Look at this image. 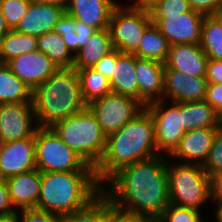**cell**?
<instances>
[{"label": "cell", "instance_id": "6da1fadb", "mask_svg": "<svg viewBox=\"0 0 222 222\" xmlns=\"http://www.w3.org/2000/svg\"><path fill=\"white\" fill-rule=\"evenodd\" d=\"M167 158L157 155L126 165L102 185V190L118 208L156 221L170 204Z\"/></svg>", "mask_w": 222, "mask_h": 222}, {"label": "cell", "instance_id": "7a4b0ae2", "mask_svg": "<svg viewBox=\"0 0 222 222\" xmlns=\"http://www.w3.org/2000/svg\"><path fill=\"white\" fill-rule=\"evenodd\" d=\"M157 155L154 121L144 107L119 130L107 137L103 157L94 168L97 181L104 185L122 167Z\"/></svg>", "mask_w": 222, "mask_h": 222}, {"label": "cell", "instance_id": "3957f363", "mask_svg": "<svg viewBox=\"0 0 222 222\" xmlns=\"http://www.w3.org/2000/svg\"><path fill=\"white\" fill-rule=\"evenodd\" d=\"M32 103L39 127H51L87 107L77 69L58 68L32 91Z\"/></svg>", "mask_w": 222, "mask_h": 222}, {"label": "cell", "instance_id": "277c9868", "mask_svg": "<svg viewBox=\"0 0 222 222\" xmlns=\"http://www.w3.org/2000/svg\"><path fill=\"white\" fill-rule=\"evenodd\" d=\"M102 190L95 171L41 172L36 209L67 217Z\"/></svg>", "mask_w": 222, "mask_h": 222}, {"label": "cell", "instance_id": "5b68a950", "mask_svg": "<svg viewBox=\"0 0 222 222\" xmlns=\"http://www.w3.org/2000/svg\"><path fill=\"white\" fill-rule=\"evenodd\" d=\"M51 128L88 165L95 168L99 164L106 148L107 136L88 106L56 122Z\"/></svg>", "mask_w": 222, "mask_h": 222}, {"label": "cell", "instance_id": "8992f818", "mask_svg": "<svg viewBox=\"0 0 222 222\" xmlns=\"http://www.w3.org/2000/svg\"><path fill=\"white\" fill-rule=\"evenodd\" d=\"M166 162L170 203L200 211L203 205L210 202L208 173L199 164H176L174 160L172 163L169 157Z\"/></svg>", "mask_w": 222, "mask_h": 222}, {"label": "cell", "instance_id": "52a82bcc", "mask_svg": "<svg viewBox=\"0 0 222 222\" xmlns=\"http://www.w3.org/2000/svg\"><path fill=\"white\" fill-rule=\"evenodd\" d=\"M35 162L40 172L95 171L51 127L35 131Z\"/></svg>", "mask_w": 222, "mask_h": 222}, {"label": "cell", "instance_id": "ba28073f", "mask_svg": "<svg viewBox=\"0 0 222 222\" xmlns=\"http://www.w3.org/2000/svg\"><path fill=\"white\" fill-rule=\"evenodd\" d=\"M151 24L150 12L128 8L120 2L113 9L108 24L114 49L122 53H133Z\"/></svg>", "mask_w": 222, "mask_h": 222}, {"label": "cell", "instance_id": "9c48e42d", "mask_svg": "<svg viewBox=\"0 0 222 222\" xmlns=\"http://www.w3.org/2000/svg\"><path fill=\"white\" fill-rule=\"evenodd\" d=\"M145 108L154 121L155 143L158 154L169 156L185 134L181 125L182 103L162 99L147 104Z\"/></svg>", "mask_w": 222, "mask_h": 222}, {"label": "cell", "instance_id": "30bf717a", "mask_svg": "<svg viewBox=\"0 0 222 222\" xmlns=\"http://www.w3.org/2000/svg\"><path fill=\"white\" fill-rule=\"evenodd\" d=\"M87 106L94 113L107 137L119 130L144 108L136 99L115 93L97 98Z\"/></svg>", "mask_w": 222, "mask_h": 222}, {"label": "cell", "instance_id": "8fae6325", "mask_svg": "<svg viewBox=\"0 0 222 222\" xmlns=\"http://www.w3.org/2000/svg\"><path fill=\"white\" fill-rule=\"evenodd\" d=\"M38 127L32 102L0 104V137L4 142L30 137Z\"/></svg>", "mask_w": 222, "mask_h": 222}, {"label": "cell", "instance_id": "7c38bea8", "mask_svg": "<svg viewBox=\"0 0 222 222\" xmlns=\"http://www.w3.org/2000/svg\"><path fill=\"white\" fill-rule=\"evenodd\" d=\"M160 33L174 44H197L201 40V28L205 15L192 9L178 16H151Z\"/></svg>", "mask_w": 222, "mask_h": 222}, {"label": "cell", "instance_id": "4fadbf2b", "mask_svg": "<svg viewBox=\"0 0 222 222\" xmlns=\"http://www.w3.org/2000/svg\"><path fill=\"white\" fill-rule=\"evenodd\" d=\"M36 169L35 133L20 140L5 142L0 152V179Z\"/></svg>", "mask_w": 222, "mask_h": 222}, {"label": "cell", "instance_id": "5bb4252c", "mask_svg": "<svg viewBox=\"0 0 222 222\" xmlns=\"http://www.w3.org/2000/svg\"><path fill=\"white\" fill-rule=\"evenodd\" d=\"M6 64L32 91L58 69L56 64L40 50L15 57Z\"/></svg>", "mask_w": 222, "mask_h": 222}, {"label": "cell", "instance_id": "9a60e30c", "mask_svg": "<svg viewBox=\"0 0 222 222\" xmlns=\"http://www.w3.org/2000/svg\"><path fill=\"white\" fill-rule=\"evenodd\" d=\"M207 84L205 77L164 69L163 99L179 103L202 101L205 99Z\"/></svg>", "mask_w": 222, "mask_h": 222}, {"label": "cell", "instance_id": "2e32d148", "mask_svg": "<svg viewBox=\"0 0 222 222\" xmlns=\"http://www.w3.org/2000/svg\"><path fill=\"white\" fill-rule=\"evenodd\" d=\"M218 127L198 128L185 132L177 147L168 156L171 161L204 165Z\"/></svg>", "mask_w": 222, "mask_h": 222}, {"label": "cell", "instance_id": "e0dca14e", "mask_svg": "<svg viewBox=\"0 0 222 222\" xmlns=\"http://www.w3.org/2000/svg\"><path fill=\"white\" fill-rule=\"evenodd\" d=\"M164 68L162 62L136 56L135 74L138 81V101L147 104L163 99Z\"/></svg>", "mask_w": 222, "mask_h": 222}, {"label": "cell", "instance_id": "ac0fdd59", "mask_svg": "<svg viewBox=\"0 0 222 222\" xmlns=\"http://www.w3.org/2000/svg\"><path fill=\"white\" fill-rule=\"evenodd\" d=\"M208 57L197 44L170 45L168 57L164 63V69L181 71L188 76L205 77Z\"/></svg>", "mask_w": 222, "mask_h": 222}, {"label": "cell", "instance_id": "d6986e66", "mask_svg": "<svg viewBox=\"0 0 222 222\" xmlns=\"http://www.w3.org/2000/svg\"><path fill=\"white\" fill-rule=\"evenodd\" d=\"M65 9L56 5L38 3L32 0L27 12L14 30L40 36L53 31Z\"/></svg>", "mask_w": 222, "mask_h": 222}, {"label": "cell", "instance_id": "ffe728a7", "mask_svg": "<svg viewBox=\"0 0 222 222\" xmlns=\"http://www.w3.org/2000/svg\"><path fill=\"white\" fill-rule=\"evenodd\" d=\"M6 183L11 203L17 211L36 208L41 188L39 170L35 169L9 177L6 179Z\"/></svg>", "mask_w": 222, "mask_h": 222}, {"label": "cell", "instance_id": "44dd1931", "mask_svg": "<svg viewBox=\"0 0 222 222\" xmlns=\"http://www.w3.org/2000/svg\"><path fill=\"white\" fill-rule=\"evenodd\" d=\"M119 3L118 0H70L65 11L75 20L101 30L108 28L111 13Z\"/></svg>", "mask_w": 222, "mask_h": 222}, {"label": "cell", "instance_id": "7402d4cb", "mask_svg": "<svg viewBox=\"0 0 222 222\" xmlns=\"http://www.w3.org/2000/svg\"><path fill=\"white\" fill-rule=\"evenodd\" d=\"M136 56L117 50L113 76L109 80L112 93L129 96L138 101V81L135 74Z\"/></svg>", "mask_w": 222, "mask_h": 222}, {"label": "cell", "instance_id": "603a6c76", "mask_svg": "<svg viewBox=\"0 0 222 222\" xmlns=\"http://www.w3.org/2000/svg\"><path fill=\"white\" fill-rule=\"evenodd\" d=\"M114 50L108 28L96 30L88 42L74 55L75 69L93 68L104 56Z\"/></svg>", "mask_w": 222, "mask_h": 222}, {"label": "cell", "instance_id": "cb8c5ba5", "mask_svg": "<svg viewBox=\"0 0 222 222\" xmlns=\"http://www.w3.org/2000/svg\"><path fill=\"white\" fill-rule=\"evenodd\" d=\"M182 128L185 132L198 129L219 127L217 112L205 100L182 102Z\"/></svg>", "mask_w": 222, "mask_h": 222}, {"label": "cell", "instance_id": "d4e9b609", "mask_svg": "<svg viewBox=\"0 0 222 222\" xmlns=\"http://www.w3.org/2000/svg\"><path fill=\"white\" fill-rule=\"evenodd\" d=\"M169 50L170 43L152 23L143 33L139 46L133 54L138 58L165 63Z\"/></svg>", "mask_w": 222, "mask_h": 222}, {"label": "cell", "instance_id": "484cf974", "mask_svg": "<svg viewBox=\"0 0 222 222\" xmlns=\"http://www.w3.org/2000/svg\"><path fill=\"white\" fill-rule=\"evenodd\" d=\"M32 102V90L5 63H0V104Z\"/></svg>", "mask_w": 222, "mask_h": 222}, {"label": "cell", "instance_id": "4316f807", "mask_svg": "<svg viewBox=\"0 0 222 222\" xmlns=\"http://www.w3.org/2000/svg\"><path fill=\"white\" fill-rule=\"evenodd\" d=\"M37 50L46 54L58 68L73 67L74 56L61 35L54 30L37 36Z\"/></svg>", "mask_w": 222, "mask_h": 222}, {"label": "cell", "instance_id": "83f0119b", "mask_svg": "<svg viewBox=\"0 0 222 222\" xmlns=\"http://www.w3.org/2000/svg\"><path fill=\"white\" fill-rule=\"evenodd\" d=\"M37 50V37L9 30L0 40V63H7L11 59Z\"/></svg>", "mask_w": 222, "mask_h": 222}, {"label": "cell", "instance_id": "f1b7e54d", "mask_svg": "<svg viewBox=\"0 0 222 222\" xmlns=\"http://www.w3.org/2000/svg\"><path fill=\"white\" fill-rule=\"evenodd\" d=\"M81 93L88 105L91 101L112 93L109 80L93 68L77 69Z\"/></svg>", "mask_w": 222, "mask_h": 222}, {"label": "cell", "instance_id": "f546056e", "mask_svg": "<svg viewBox=\"0 0 222 222\" xmlns=\"http://www.w3.org/2000/svg\"><path fill=\"white\" fill-rule=\"evenodd\" d=\"M199 44L208 59L222 60V23L212 15L203 19Z\"/></svg>", "mask_w": 222, "mask_h": 222}, {"label": "cell", "instance_id": "4dcf8cb0", "mask_svg": "<svg viewBox=\"0 0 222 222\" xmlns=\"http://www.w3.org/2000/svg\"><path fill=\"white\" fill-rule=\"evenodd\" d=\"M108 214V195L101 190L83 207L76 209L62 222H106Z\"/></svg>", "mask_w": 222, "mask_h": 222}, {"label": "cell", "instance_id": "1f68e13d", "mask_svg": "<svg viewBox=\"0 0 222 222\" xmlns=\"http://www.w3.org/2000/svg\"><path fill=\"white\" fill-rule=\"evenodd\" d=\"M31 2L32 0H0V10L10 30L16 28Z\"/></svg>", "mask_w": 222, "mask_h": 222}, {"label": "cell", "instance_id": "d6a6232c", "mask_svg": "<svg viewBox=\"0 0 222 222\" xmlns=\"http://www.w3.org/2000/svg\"><path fill=\"white\" fill-rule=\"evenodd\" d=\"M201 213L202 210L200 212L196 209L180 207L170 203L156 222H202L204 218Z\"/></svg>", "mask_w": 222, "mask_h": 222}, {"label": "cell", "instance_id": "836d02e7", "mask_svg": "<svg viewBox=\"0 0 222 222\" xmlns=\"http://www.w3.org/2000/svg\"><path fill=\"white\" fill-rule=\"evenodd\" d=\"M75 19L70 16L66 11L59 18L54 27V31L60 34L68 50L74 56L78 52V38L77 33L74 31Z\"/></svg>", "mask_w": 222, "mask_h": 222}, {"label": "cell", "instance_id": "e575fe53", "mask_svg": "<svg viewBox=\"0 0 222 222\" xmlns=\"http://www.w3.org/2000/svg\"><path fill=\"white\" fill-rule=\"evenodd\" d=\"M203 169L208 175L222 172V125L217 128L212 147Z\"/></svg>", "mask_w": 222, "mask_h": 222}, {"label": "cell", "instance_id": "d590c367", "mask_svg": "<svg viewBox=\"0 0 222 222\" xmlns=\"http://www.w3.org/2000/svg\"><path fill=\"white\" fill-rule=\"evenodd\" d=\"M191 10L188 0H161L151 16H178Z\"/></svg>", "mask_w": 222, "mask_h": 222}, {"label": "cell", "instance_id": "8d00e7d4", "mask_svg": "<svg viewBox=\"0 0 222 222\" xmlns=\"http://www.w3.org/2000/svg\"><path fill=\"white\" fill-rule=\"evenodd\" d=\"M106 222H156L146 215L127 212L115 206L108 197V214Z\"/></svg>", "mask_w": 222, "mask_h": 222}, {"label": "cell", "instance_id": "74e56055", "mask_svg": "<svg viewBox=\"0 0 222 222\" xmlns=\"http://www.w3.org/2000/svg\"><path fill=\"white\" fill-rule=\"evenodd\" d=\"M20 222H62L63 217L36 208L18 210Z\"/></svg>", "mask_w": 222, "mask_h": 222}, {"label": "cell", "instance_id": "f35d334b", "mask_svg": "<svg viewBox=\"0 0 222 222\" xmlns=\"http://www.w3.org/2000/svg\"><path fill=\"white\" fill-rule=\"evenodd\" d=\"M117 61V49H114L109 54L101 58L93 69L103 74L108 80L113 76V69Z\"/></svg>", "mask_w": 222, "mask_h": 222}, {"label": "cell", "instance_id": "ab89813d", "mask_svg": "<svg viewBox=\"0 0 222 222\" xmlns=\"http://www.w3.org/2000/svg\"><path fill=\"white\" fill-rule=\"evenodd\" d=\"M204 100L217 112L222 107V84L208 83Z\"/></svg>", "mask_w": 222, "mask_h": 222}, {"label": "cell", "instance_id": "60d3db41", "mask_svg": "<svg viewBox=\"0 0 222 222\" xmlns=\"http://www.w3.org/2000/svg\"><path fill=\"white\" fill-rule=\"evenodd\" d=\"M205 79L208 83L222 84V60L208 59Z\"/></svg>", "mask_w": 222, "mask_h": 222}, {"label": "cell", "instance_id": "b9f144b4", "mask_svg": "<svg viewBox=\"0 0 222 222\" xmlns=\"http://www.w3.org/2000/svg\"><path fill=\"white\" fill-rule=\"evenodd\" d=\"M14 212H17V210L11 203L6 180L0 179V216H6Z\"/></svg>", "mask_w": 222, "mask_h": 222}, {"label": "cell", "instance_id": "7bdbcfd3", "mask_svg": "<svg viewBox=\"0 0 222 222\" xmlns=\"http://www.w3.org/2000/svg\"><path fill=\"white\" fill-rule=\"evenodd\" d=\"M193 11L203 15H212L222 0H188Z\"/></svg>", "mask_w": 222, "mask_h": 222}, {"label": "cell", "instance_id": "ee69618b", "mask_svg": "<svg viewBox=\"0 0 222 222\" xmlns=\"http://www.w3.org/2000/svg\"><path fill=\"white\" fill-rule=\"evenodd\" d=\"M74 31L77 33L78 50L81 49L90 39L91 35L96 31L93 27L82 21L75 20Z\"/></svg>", "mask_w": 222, "mask_h": 222}, {"label": "cell", "instance_id": "f6af8a7d", "mask_svg": "<svg viewBox=\"0 0 222 222\" xmlns=\"http://www.w3.org/2000/svg\"><path fill=\"white\" fill-rule=\"evenodd\" d=\"M210 200H222V172L209 175Z\"/></svg>", "mask_w": 222, "mask_h": 222}, {"label": "cell", "instance_id": "bcb514c9", "mask_svg": "<svg viewBox=\"0 0 222 222\" xmlns=\"http://www.w3.org/2000/svg\"><path fill=\"white\" fill-rule=\"evenodd\" d=\"M130 2L132 4L124 3L122 5L135 10L151 12L161 2V0H134V3L132 1Z\"/></svg>", "mask_w": 222, "mask_h": 222}, {"label": "cell", "instance_id": "7dc6e473", "mask_svg": "<svg viewBox=\"0 0 222 222\" xmlns=\"http://www.w3.org/2000/svg\"><path fill=\"white\" fill-rule=\"evenodd\" d=\"M38 3L51 4L67 9L70 0H33Z\"/></svg>", "mask_w": 222, "mask_h": 222}, {"label": "cell", "instance_id": "c3c4849f", "mask_svg": "<svg viewBox=\"0 0 222 222\" xmlns=\"http://www.w3.org/2000/svg\"><path fill=\"white\" fill-rule=\"evenodd\" d=\"M211 203H215L214 206L216 209H214V217H215V222H222V200H210ZM213 201V202H212Z\"/></svg>", "mask_w": 222, "mask_h": 222}, {"label": "cell", "instance_id": "681fc988", "mask_svg": "<svg viewBox=\"0 0 222 222\" xmlns=\"http://www.w3.org/2000/svg\"><path fill=\"white\" fill-rule=\"evenodd\" d=\"M0 222H20L18 211L6 216H0Z\"/></svg>", "mask_w": 222, "mask_h": 222}, {"label": "cell", "instance_id": "f907efd6", "mask_svg": "<svg viewBox=\"0 0 222 222\" xmlns=\"http://www.w3.org/2000/svg\"><path fill=\"white\" fill-rule=\"evenodd\" d=\"M9 27L6 25L5 19L3 17L2 11L0 10V40L9 31Z\"/></svg>", "mask_w": 222, "mask_h": 222}, {"label": "cell", "instance_id": "816d5d0a", "mask_svg": "<svg viewBox=\"0 0 222 222\" xmlns=\"http://www.w3.org/2000/svg\"><path fill=\"white\" fill-rule=\"evenodd\" d=\"M212 16L222 23V2L217 6Z\"/></svg>", "mask_w": 222, "mask_h": 222}, {"label": "cell", "instance_id": "f5cc1de1", "mask_svg": "<svg viewBox=\"0 0 222 222\" xmlns=\"http://www.w3.org/2000/svg\"><path fill=\"white\" fill-rule=\"evenodd\" d=\"M217 118L220 125H222V107L217 111Z\"/></svg>", "mask_w": 222, "mask_h": 222}, {"label": "cell", "instance_id": "db71d44e", "mask_svg": "<svg viewBox=\"0 0 222 222\" xmlns=\"http://www.w3.org/2000/svg\"><path fill=\"white\" fill-rule=\"evenodd\" d=\"M4 143V140L0 137V152L3 149Z\"/></svg>", "mask_w": 222, "mask_h": 222}]
</instances>
